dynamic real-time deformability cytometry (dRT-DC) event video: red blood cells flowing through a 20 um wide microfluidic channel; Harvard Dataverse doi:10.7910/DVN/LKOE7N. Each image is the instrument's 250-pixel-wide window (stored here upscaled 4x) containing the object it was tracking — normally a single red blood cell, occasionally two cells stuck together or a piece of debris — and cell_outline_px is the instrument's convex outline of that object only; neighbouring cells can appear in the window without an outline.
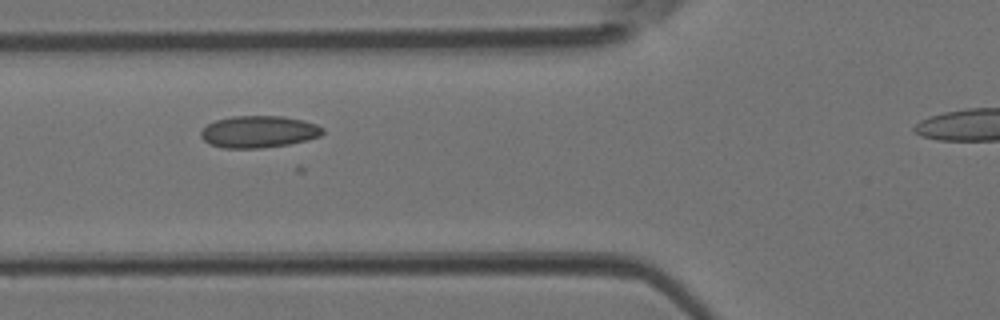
{"species": "Egyptian fruit bat (a non-hibernating species)", "species_latin": "Rousettus aegyptiacus", "temperature_condition": "room temperature", "stored_images_in_passage": 35, "camera_frame_rate_fps": 3000, "um_per_image_px": 0.085, "animal": {"sex": "female"}, "frame": {"image": 1, "passage_image": 10, "time_ms": 3.0, "image_size_px": [1000, 320], "cell_outline_px": [[324, 132], [320, 136], [308, 140], [288, 144], [260, 148], [224, 148], [212, 144], [204, 140], [200, 136], [200, 132], [208, 124], [216, 120], [232, 116], [284, 116], [304, 120], [316, 124], [324, 128]], "centroid_in_image_um": [22.02, 11.19], "position_along_channel_um": 103.8, "area_um2": 22.66}}
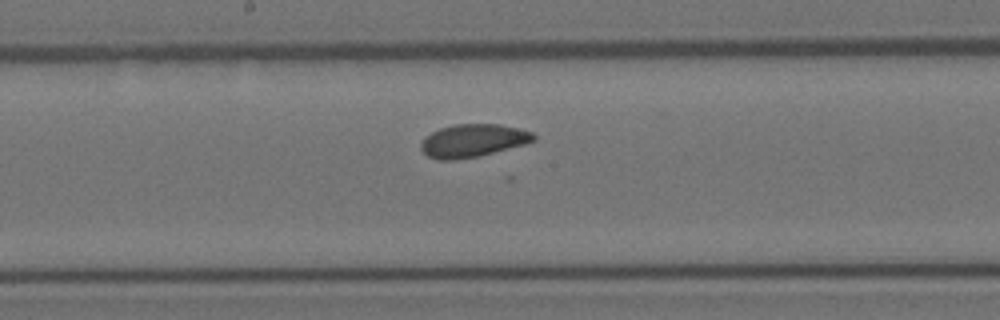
{"frame": {"image": 2, "passage_image": 17, "time_ms": 5.333, "image_size_px": [1000, 320], "cell_outline_px": [[536, 140], [524, 144], [480, 156], [452, 160], [440, 160], [428, 156], [420, 148], [420, 144], [424, 136], [440, 128], [456, 124], [500, 124], [520, 128], [532, 132], [536, 136]], "centroid_in_image_um": [40.2, 11.94], "position_along_channel_um": 208.0, "area_um2": 21.68}}
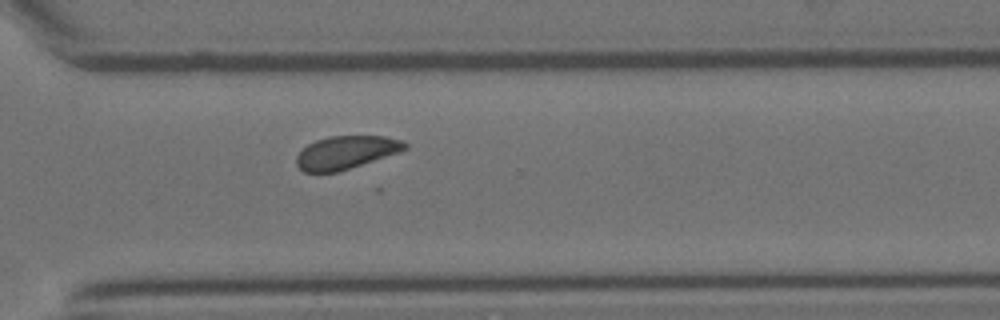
{"frame": {"image": 3, "passage_image": 26, "time_ms": 8.333, "image_size_px": [1000, 320], "cell_outline_px": [[408, 148], [400, 152], [340, 172], [304, 172], [296, 164], [296, 156], [308, 144], [316, 140], [328, 136], [384, 136], [404, 140], [408, 144]], "centroid_in_image_um": [29.45, 12.96], "position_along_channel_um": 341.1, "area_um2": 21.1}}